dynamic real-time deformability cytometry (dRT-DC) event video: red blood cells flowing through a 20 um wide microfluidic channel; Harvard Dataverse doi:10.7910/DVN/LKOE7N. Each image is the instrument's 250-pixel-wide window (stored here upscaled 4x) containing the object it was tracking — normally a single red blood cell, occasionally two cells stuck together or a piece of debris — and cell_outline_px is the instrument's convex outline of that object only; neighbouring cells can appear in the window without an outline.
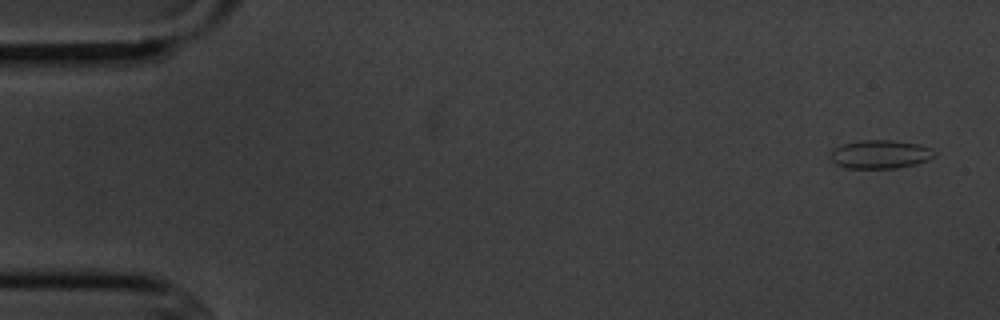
{"species": "common noctule bat (a hibernating species)", "species_latin": "Nyctalus noctula", "temperature_condition": "cold", "stored_images_in_passage": 5, "camera_frame_rate_fps": 3000, "um_per_image_px": 0.085, "animal": {"sex": "male", "body_mass_g": 20.1, "forearm_length_mm": 53.5}, "frame": {"image": 1, "passage_image": 1, "time_ms": 0.0, "image_size_px": [1000, 320], "cell_outline_px": [[936, 156], [928, 160], [916, 164], [896, 168], [848, 168], [836, 164], [828, 156], [828, 152], [844, 144], [860, 140], [892, 140], [920, 144], [932, 148], [936, 152]], "centroid_in_image_um": [74.84, 13.11], "position_along_channel_um": 10.2, "area_um2": 17.46}}
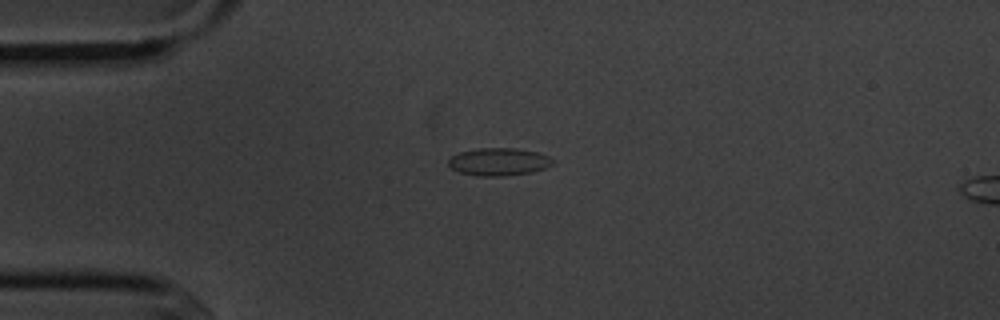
{"frame": {"image": 2, "passage_image": 4, "time_ms": 3.667, "image_size_px": [1000, 320], "cell_outline_px": [[552, 164], [544, 168], [532, 172], [500, 176], [480, 176], [460, 172], [452, 168], [448, 164], [448, 160], [452, 156], [460, 152], [480, 148], [516, 148], [540, 152], [548, 156], [552, 160]], "centroid_in_image_um": [42.4, 13.74], "position_along_channel_um": 42.6, "area_um2": 16.65}}